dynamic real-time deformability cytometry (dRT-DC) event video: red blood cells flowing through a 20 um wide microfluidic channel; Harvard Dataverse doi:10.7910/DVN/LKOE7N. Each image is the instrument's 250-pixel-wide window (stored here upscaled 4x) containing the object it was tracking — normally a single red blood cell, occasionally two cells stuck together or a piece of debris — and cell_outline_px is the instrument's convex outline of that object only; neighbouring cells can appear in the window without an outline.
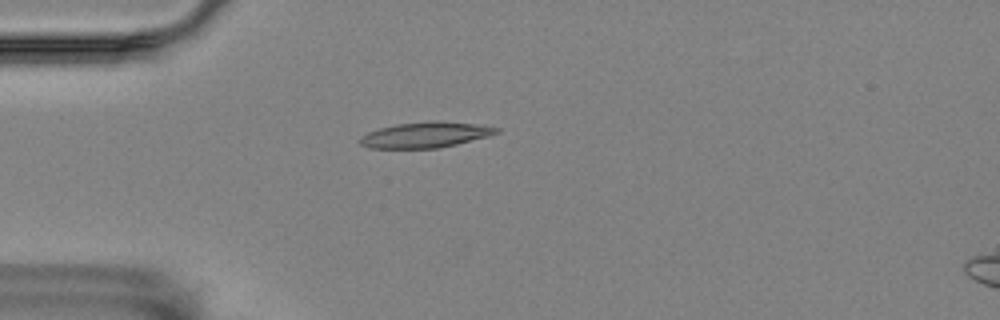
{"species": "Egyptian fruit bat (a non-hibernating species)", "species_latin": "Rousettus aegyptiacus", "temperature_condition": "room temperature", "stored_images_in_passage": 56, "camera_frame_rate_fps": 3000, "um_per_image_px": 0.085, "animal": {"sex": "female"}, "frame": {"image": 1, "passage_image": 15, "time_ms": 4.667, "image_size_px": [1000, 320], "cell_outline_px": [[500, 132], [488, 136], [456, 144], [436, 148], [368, 148], [360, 144], [356, 140], [360, 136], [368, 132], [380, 128], [396, 124], [432, 120], [436, 120], [472, 124], [500, 128]], "centroid_in_image_um": [36.1, 11.46], "position_along_channel_um": 48.9, "area_um2": 20.35}}
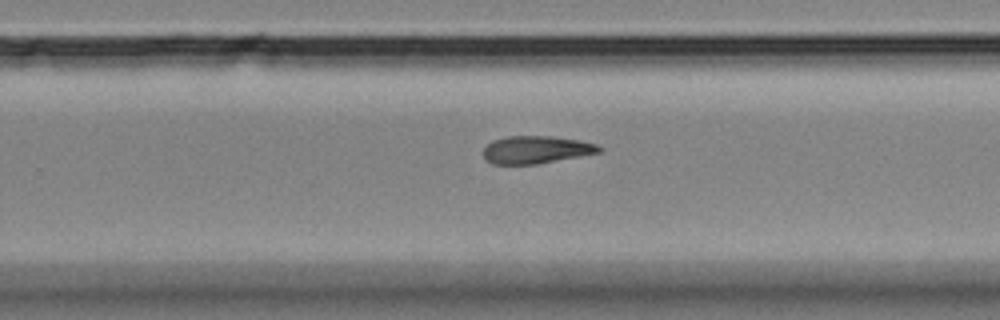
{"frame": {"image": 2, "passage_image": 36, "time_ms": 11.667, "image_size_px": [1000, 320], "cell_outline_px": [[604, 148], [600, 152], [580, 156], [536, 164], [492, 164], [484, 156], [484, 148], [492, 140], [508, 136], [552, 136], [580, 140], [596, 144]], "centroid_in_image_um": [45.59, 12.72], "position_along_channel_um": 284.2, "area_um2": 18.55}}
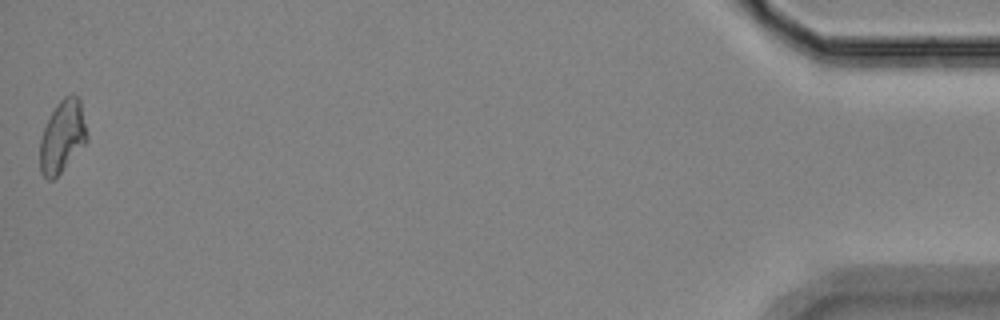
{"frame": {"image": 3, "passage_image": 56, "time_ms": 18.333, "image_size_px": [1000, 320], "cell_outline_px": [[88, 140], [60, 172], [52, 180], [48, 180], [40, 172], [40, 140], [44, 128], [56, 104], [64, 96], [72, 92], [80, 96], [88, 136]], "centroid_in_image_um": [5.32, 11.54], "position_along_channel_um": 429.9, "area_um2": 19.83}, "authors_computed_cell_mechanics": {"area_um2": 19.2474, "velocity_mm_per_s": 3.5441, "shape_relaxation_time_tau1_ms": null, "shape_relaxation_time_tau2_ms": 8.505, "deformation_change_tau1": null, "deformation_change_tau2": 0.159}}